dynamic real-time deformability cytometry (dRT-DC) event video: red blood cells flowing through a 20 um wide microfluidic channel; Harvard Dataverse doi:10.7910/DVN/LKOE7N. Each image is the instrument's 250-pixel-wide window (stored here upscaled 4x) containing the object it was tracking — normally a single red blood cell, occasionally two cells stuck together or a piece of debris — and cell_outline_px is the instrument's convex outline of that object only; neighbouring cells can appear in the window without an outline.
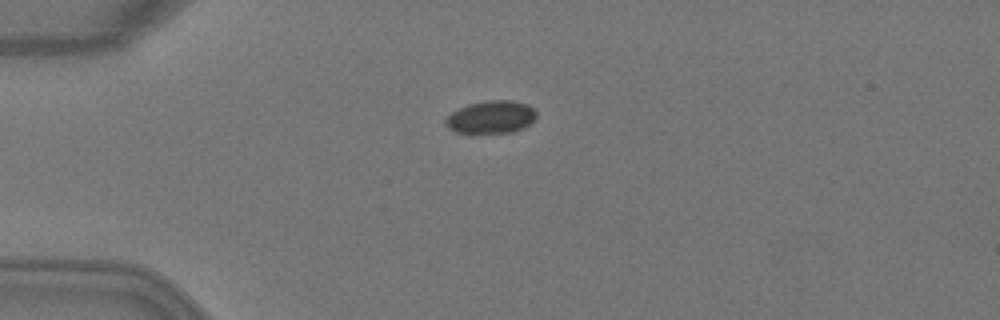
{"species": "Egyptian fruit bat (a non-hibernating species)", "species_latin": "Rousettus aegyptiacus", "temperature_condition": "warm", "stored_images_in_passage": 1, "camera_frame_rate_fps": 3000, "um_per_image_px": 0.085, "animal": {"sex": "female"}, "frame": {"image": 1, "passage_image": 1, "time_ms": 0.0, "image_size_px": [1000, 320], "cell_outline_px": [[536, 116], [528, 124], [512, 132], [472, 136], [456, 132], [448, 128], [444, 124], [444, 120], [452, 112], [468, 104], [488, 100], [512, 100], [528, 104], [536, 112]], "centroid_in_image_um": [41.67, 9.99], "position_along_channel_um": 43.3, "area_um2": 17.8}}